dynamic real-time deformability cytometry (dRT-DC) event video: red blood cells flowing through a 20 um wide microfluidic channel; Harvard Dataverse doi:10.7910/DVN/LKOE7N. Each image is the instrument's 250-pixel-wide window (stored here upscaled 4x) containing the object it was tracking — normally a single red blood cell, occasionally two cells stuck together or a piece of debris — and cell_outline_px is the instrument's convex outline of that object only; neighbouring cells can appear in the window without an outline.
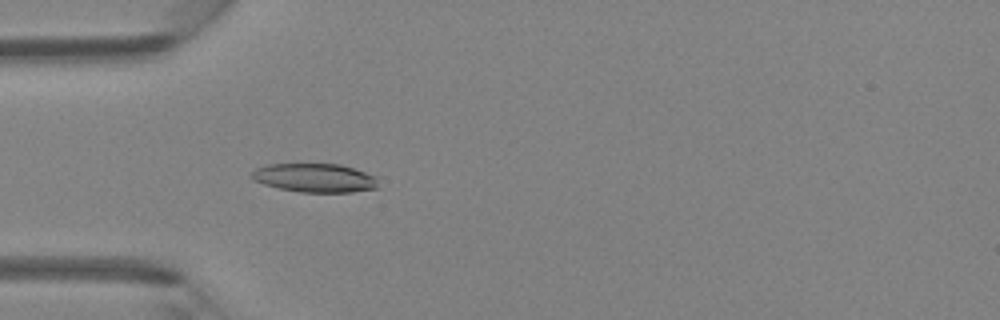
{"species": "Egyptian fruit bat (a non-hibernating species)", "species_latin": "Rousettus aegyptiacus", "temperature_condition": "room temperature", "stored_images_in_passage": 38, "camera_frame_rate_fps": 3000, "um_per_image_px": 0.085, "animal": {"sex": "female"}, "frame": {"image": 1, "passage_image": 6, "time_ms": 1.667, "image_size_px": [1000, 320], "cell_outline_px": [[376, 188], [352, 192], [300, 192], [280, 188], [264, 184], [252, 180], [252, 172], [256, 168], [268, 164], [340, 164], [376, 176]], "centroid_in_image_um": [26.73, 15.12], "position_along_channel_um": 58.3, "area_um2": 20.98}}
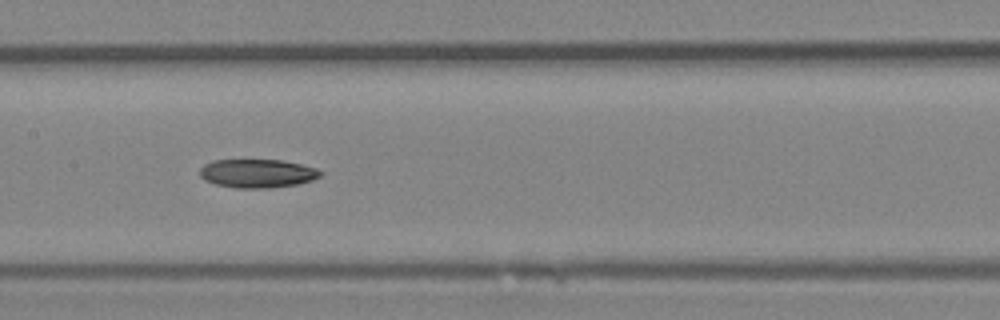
{"frame": {"image": 2, "passage_image": 15, "time_ms": 4.667, "image_size_px": [1000, 320], "cell_outline_px": [[324, 172], [320, 176], [312, 180], [296, 184], [268, 188], [236, 188], [216, 184], [204, 180], [200, 176], [200, 168], [204, 164], [212, 160], [280, 160], [300, 164], [316, 168]], "centroid_in_image_um": [21.86, 14.74], "position_along_channel_um": 185.5, "area_um2": 20.06}}
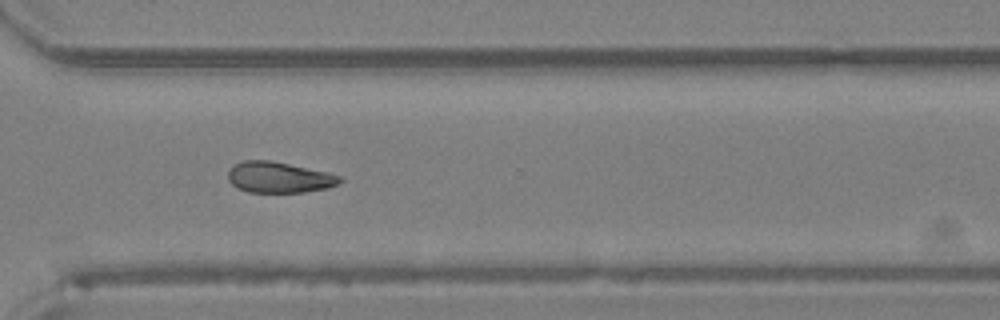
{"frame": {"image": 3, "passage_image": 26, "time_ms": 8.333, "image_size_px": [1000, 320], "cell_outline_px": [[344, 180], [328, 188], [304, 192], [248, 192], [236, 188], [228, 180], [228, 172], [236, 164], [244, 160], [268, 160], [328, 172], [344, 176]], "centroid_in_image_um": [23.74, 15.08], "position_along_channel_um": 346.9, "area_um2": 20.11}}